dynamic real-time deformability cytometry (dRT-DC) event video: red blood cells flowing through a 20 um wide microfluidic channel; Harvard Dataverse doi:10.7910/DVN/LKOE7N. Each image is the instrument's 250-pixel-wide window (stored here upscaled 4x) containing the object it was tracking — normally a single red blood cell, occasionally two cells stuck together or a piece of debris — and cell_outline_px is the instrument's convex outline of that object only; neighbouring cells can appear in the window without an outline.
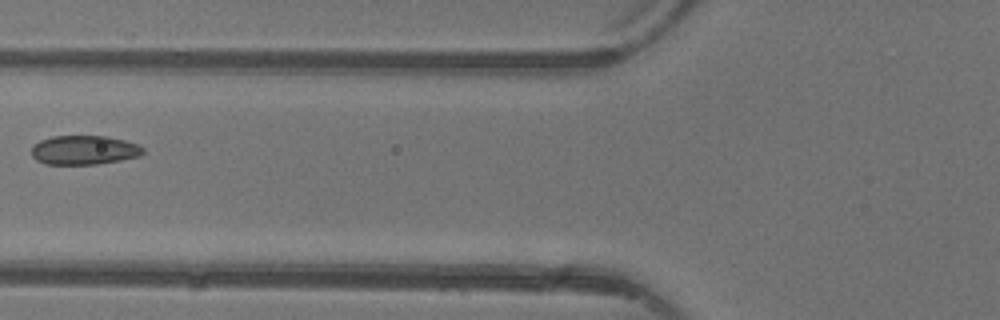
{"species": "common noctule bat (a hibernating species)", "species_latin": "Nyctalus noctula", "temperature_condition": "warm", "stored_images_in_passage": 5, "camera_frame_rate_fps": 3000, "um_per_image_px": 0.085, "animal": {"sex": "female"}, "frame": {"image": 1, "passage_image": 5, "time_ms": 5.667, "image_size_px": [1000, 320], "cell_outline_px": [[144, 152], [140, 156], [120, 160], [96, 164], [44, 164], [36, 160], [32, 156], [32, 148], [40, 140], [52, 136], [104, 136], [124, 140], [136, 144], [144, 148]], "centroid_in_image_um": [7.14, 12.76], "position_along_channel_um": 118.7, "area_um2": 18.84}}